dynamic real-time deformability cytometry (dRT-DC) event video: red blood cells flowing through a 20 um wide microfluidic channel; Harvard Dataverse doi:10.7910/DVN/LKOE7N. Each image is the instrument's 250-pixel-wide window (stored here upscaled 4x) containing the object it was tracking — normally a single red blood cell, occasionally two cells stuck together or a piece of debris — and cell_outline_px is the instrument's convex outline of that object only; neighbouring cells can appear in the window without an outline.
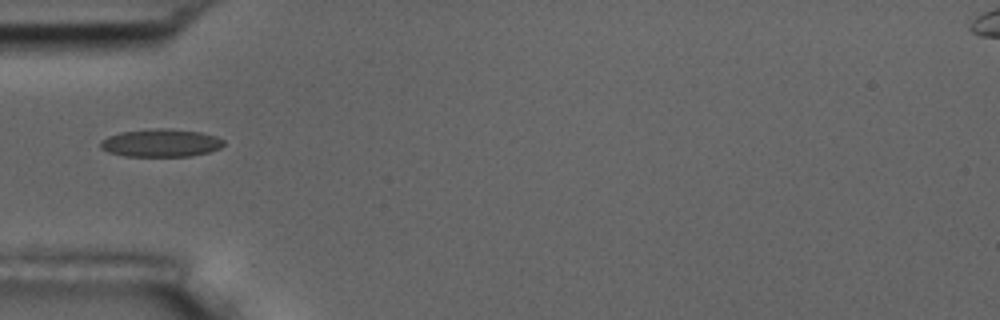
{"species": "common noctule bat (a hibernating species)", "species_latin": "Nyctalus noctula", "temperature_condition": "room temperature", "stored_images_in_passage": 38, "camera_frame_rate_fps": 3000, "um_per_image_px": 0.085, "animal": {"sex": "male", "body_mass_g": 17.5, "forearm_length_mm": 52.3}, "frame": {"image": 1, "passage_image": 1, "time_ms": 0.0, "image_size_px": [1000, 320], "cell_outline_px": [[224, 144], [220, 148], [208, 152], [192, 156], [124, 156], [108, 152], [100, 148], [100, 140], [108, 136], [120, 132], [156, 128], [168, 128], [200, 132], [216, 136], [224, 140]], "centroid_in_image_um": [13.66, 12.15], "position_along_channel_um": 71.3, "area_um2": 20.11}}
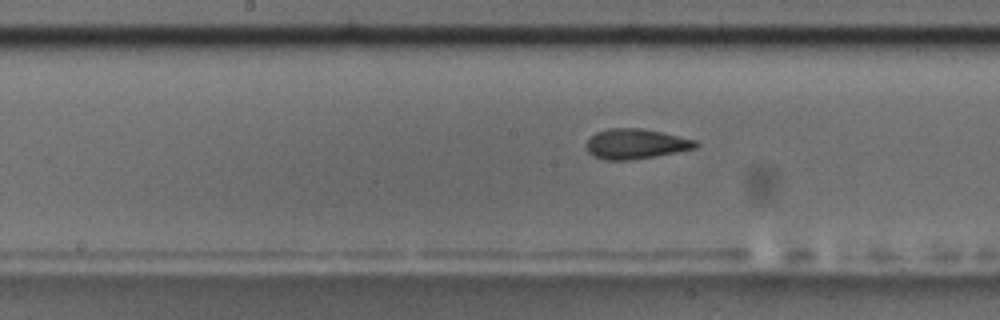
{"frame": {"image": 2, "passage_image": 11, "time_ms": 3.333, "image_size_px": [1000, 320], "cell_outline_px": [[700, 144], [696, 148], [656, 156], [632, 160], [604, 160], [592, 156], [588, 152], [588, 140], [596, 132], [608, 128], [644, 128], [696, 140]], "centroid_in_image_um": [54.05, 12.23], "position_along_channel_um": 194.1, "area_um2": 19.19}}
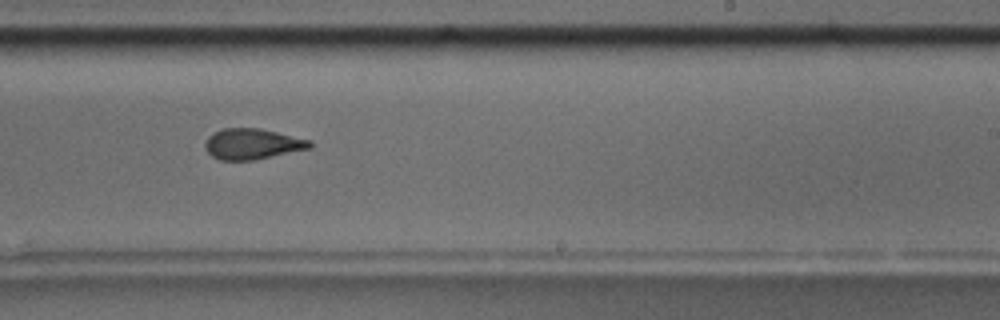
{"frame": {"image": 3, "passage_image": 17, "time_ms": 5.333, "image_size_px": [1000, 320], "cell_outline_px": [[312, 148], [252, 160], [220, 160], [212, 156], [204, 148], [204, 144], [208, 136], [212, 132], [224, 128], [260, 128], [312, 140]], "centroid_in_image_um": [21.44, 12.23], "position_along_channel_um": 267.6, "area_um2": 18.84}, "authors_computed_cell_mechanics": {"area_um2": 19.1896, "velocity_mm_per_s": 3.6782, "shape_relaxation_time_tau1_ms": 4.2081, "shape_relaxation_time_tau2_ms": 2.1485, "deformation_change_tau1": 0.1542, "deformation_change_tau2": 0.0981}}